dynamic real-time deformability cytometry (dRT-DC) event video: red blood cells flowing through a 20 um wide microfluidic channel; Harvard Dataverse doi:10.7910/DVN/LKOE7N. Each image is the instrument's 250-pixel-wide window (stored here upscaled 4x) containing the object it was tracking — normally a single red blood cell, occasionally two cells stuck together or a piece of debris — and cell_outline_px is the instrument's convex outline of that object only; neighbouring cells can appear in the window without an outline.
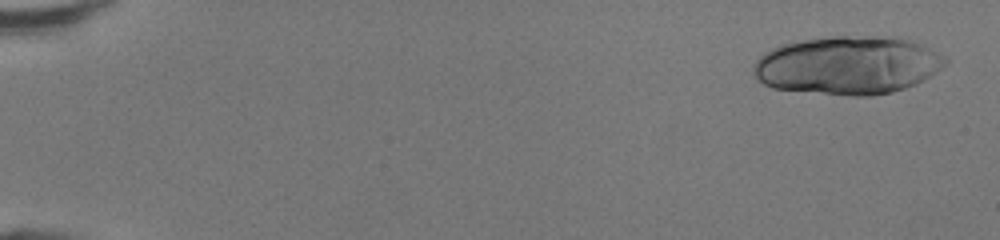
{"species": "human", "species_latin": "Homo sapiens", "temperature_condition": "room temperature", "stored_images_in_passage": 19, "camera_frame_rate_fps": 3000, "um_per_image_px": 0.085, "donor": {"sex": "female"}, "frame": {"image": 1, "passage_image": 2, "time_ms": 0.333, "image_size_px": [1000, 240], "cell_outline_px": [[948, 64], [924, 80], [916, 84], [892, 92], [872, 96], [852, 96], [772, 88], [764, 84], [752, 72], [752, 68], [756, 60], [764, 52], [780, 44], [804, 40], [832, 36], [900, 36], [920, 44], [944, 56], [948, 60]], "centroid_in_image_um": [72.08, 5.54], "position_along_channel_um": 12.9, "area_um2": 65.43}}
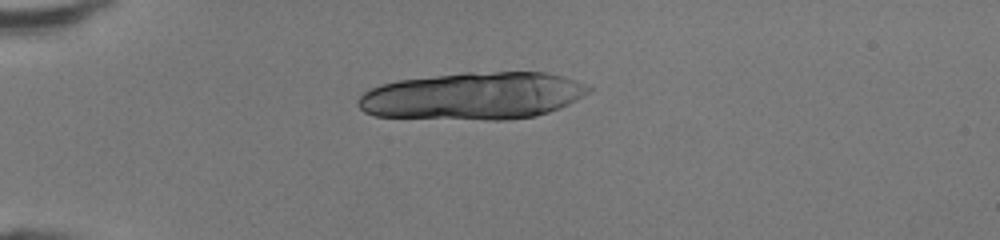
{"frame": {"image": 2, "passage_image": 13, "time_ms": 4.0, "image_size_px": [1000, 240], "cell_outline_px": [[592, 88], [588, 92], [568, 104], [560, 108], [536, 116], [508, 120], [484, 120], [376, 116], [364, 112], [356, 104], [356, 100], [364, 92], [380, 84], [396, 80], [464, 72], [544, 72], [560, 76], [584, 84]], "centroid_in_image_um": [40.16, 8.16], "position_along_channel_um": 44.8, "area_um2": 63.64}}